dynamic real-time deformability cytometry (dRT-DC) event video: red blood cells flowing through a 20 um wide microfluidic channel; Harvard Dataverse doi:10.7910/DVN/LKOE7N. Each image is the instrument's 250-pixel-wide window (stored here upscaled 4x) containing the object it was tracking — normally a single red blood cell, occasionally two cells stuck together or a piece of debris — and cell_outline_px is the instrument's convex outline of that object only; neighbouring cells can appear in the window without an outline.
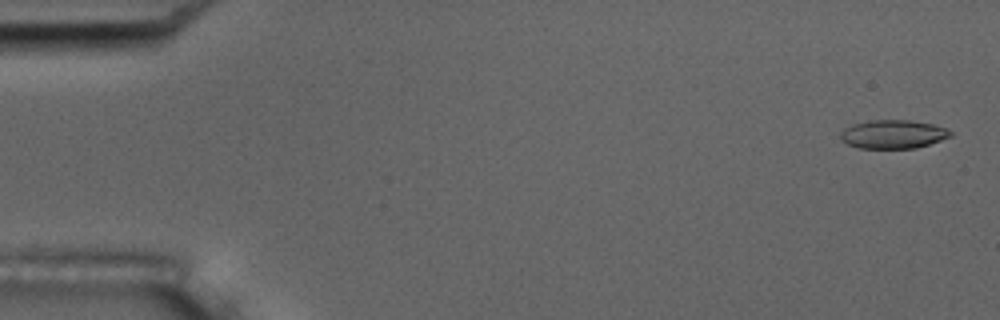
{"species": "common noctule bat (a hibernating species)", "species_latin": "Nyctalus noctula", "temperature_condition": "room temperature", "stored_images_in_passage": 56, "camera_frame_rate_fps": 3000, "um_per_image_px": 0.085, "animal": {"sex": "male", "body_mass_g": 17.5, "forearm_length_mm": 52.3}, "frame": {"image": 1, "passage_image": 2, "time_ms": 0.333, "image_size_px": [1000, 320], "cell_outline_px": [[952, 136], [916, 148], [860, 148], [848, 144], [840, 140], [840, 132], [844, 128], [852, 124], [868, 120], [908, 120], [932, 124], [944, 128], [952, 132]], "centroid_in_image_um": [75.86, 11.4], "position_along_channel_um": 9.1, "area_um2": 18.26}}
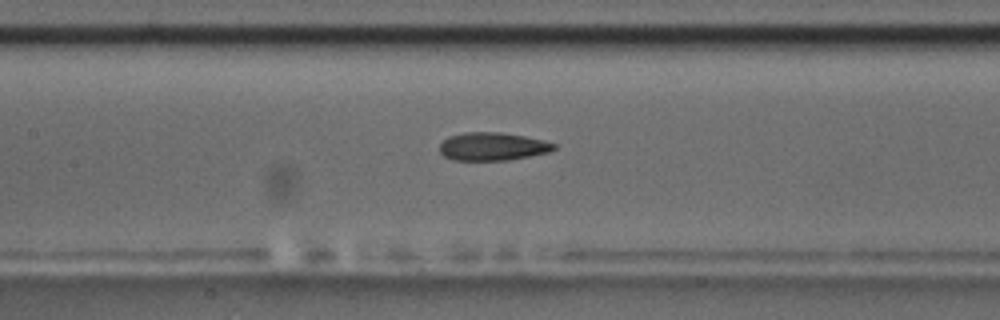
{"frame": {"image": 2, "passage_image": 26, "time_ms": 8.333, "image_size_px": [1000, 320], "cell_outline_px": [[556, 148], [548, 152], [508, 160], [452, 160], [444, 156], [440, 152], [440, 144], [448, 136], [464, 132], [500, 132], [524, 136], [544, 140], [556, 144]], "centroid_in_image_um": [41.85, 12.44], "position_along_channel_um": 165.6, "area_um2": 18.67}}
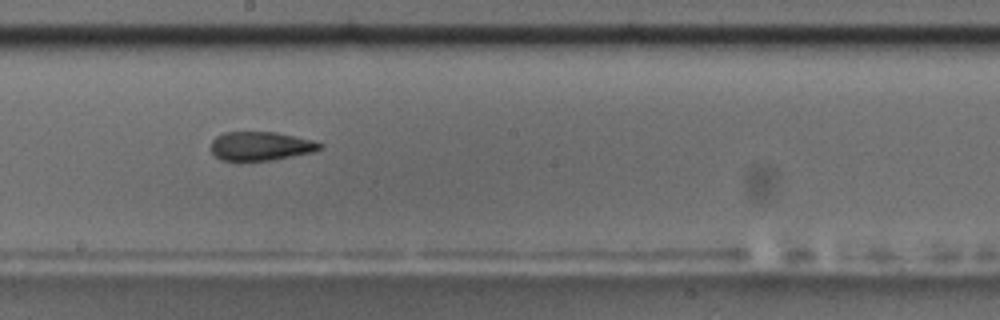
{"frame": {"image": 3, "passage_image": 31, "time_ms": 10.0, "image_size_px": [1000, 320], "cell_outline_px": [[324, 144], [320, 148], [312, 152], [272, 160], [220, 160], [212, 152], [212, 140], [216, 136], [224, 132], [276, 132], [312, 140]], "centroid_in_image_um": [22.15, 12.41], "position_along_channel_um": 226.1, "area_um2": 18.09}, "authors_computed_cell_mechanics": {"area_um2": 19.1029, "velocity_mm_per_s": 3.6586, "shape_relaxation_time_tau1_ms": null, "shape_relaxation_time_tau2_ms": 3.2854, "deformation_change_tau1": null, "deformation_change_tau2": 0.1201}}